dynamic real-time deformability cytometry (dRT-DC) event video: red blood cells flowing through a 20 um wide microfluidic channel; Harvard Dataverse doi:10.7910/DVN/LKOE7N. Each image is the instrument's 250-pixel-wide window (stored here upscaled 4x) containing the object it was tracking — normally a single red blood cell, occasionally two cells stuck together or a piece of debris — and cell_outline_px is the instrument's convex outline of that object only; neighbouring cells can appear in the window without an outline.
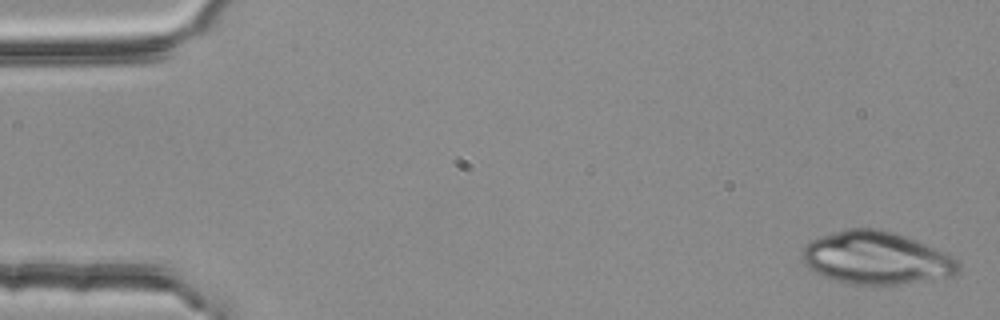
{"species": "common noctule bat (a hibernating species)", "species_latin": "Nyctalus noctula", "temperature_condition": "room temperature", "stored_images_in_passage": 4, "camera_frame_rate_fps": 3000, "um_per_image_px": 0.085, "animal": {"sex": "female", "body_mass_g": 25.1}, "frame": {"image": 1, "passage_image": 1, "time_ms": 0.0, "image_size_px": [1000, 320], "cell_outline_px": [[960, 264], [956, 272], [952, 276], [896, 284], [848, 284], [824, 276], [808, 268], [804, 264], [800, 256], [800, 252], [812, 240], [820, 236], [848, 228], [880, 228], [896, 232], [916, 240], [944, 252], [952, 256]], "centroid_in_image_um": [74.45, 21.91], "position_along_channel_um": 10.6, "area_um2": 47.74}}